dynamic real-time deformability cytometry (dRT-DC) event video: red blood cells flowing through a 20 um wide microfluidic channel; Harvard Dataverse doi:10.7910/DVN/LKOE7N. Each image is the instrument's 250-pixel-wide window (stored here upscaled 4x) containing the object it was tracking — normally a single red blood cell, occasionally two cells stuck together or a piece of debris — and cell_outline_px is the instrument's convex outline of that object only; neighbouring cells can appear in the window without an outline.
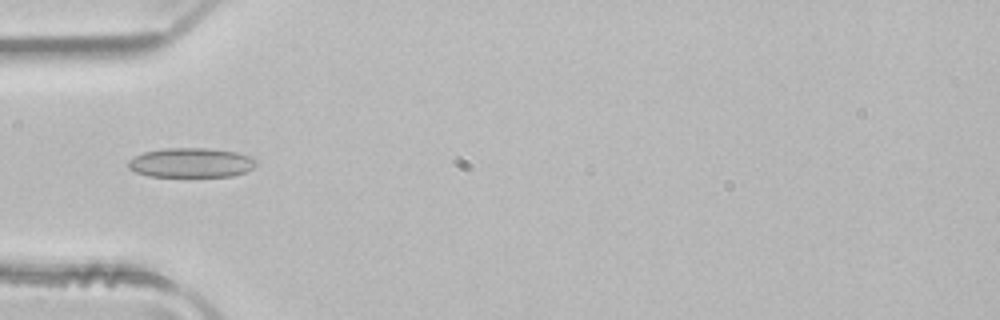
{"species": "common noctule bat (a hibernating species)", "species_latin": "Nyctalus noctula", "temperature_condition": "room temperature", "stored_images_in_passage": 4, "camera_frame_rate_fps": 3000, "um_per_image_px": 0.085, "animal": {"sex": "male", "body_mass_g": 21.5, "forearm_length_mm": 52.0}, "frame": {"image": 1, "passage_image": 4, "time_ms": 1.0, "image_size_px": [1000, 320], "cell_outline_px": [[256, 164], [252, 168], [244, 172], [232, 176], [148, 176], [136, 172], [128, 168], [128, 160], [144, 152], [164, 148], [208, 148], [236, 152], [248, 156], [256, 160]], "centroid_in_image_um": [16.22, 13.82], "position_along_channel_um": 68.8, "area_um2": 21.85}}